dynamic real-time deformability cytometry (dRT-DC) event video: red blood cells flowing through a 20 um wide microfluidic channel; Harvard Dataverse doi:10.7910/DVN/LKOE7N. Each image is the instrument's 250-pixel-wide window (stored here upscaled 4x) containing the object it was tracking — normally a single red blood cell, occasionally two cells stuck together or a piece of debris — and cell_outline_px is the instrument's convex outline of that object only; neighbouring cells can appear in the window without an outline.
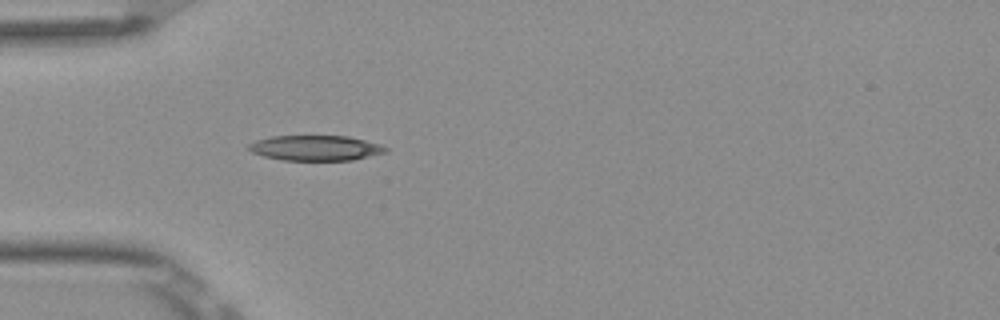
{"species": "Egyptian fruit bat (a non-hibernating species)", "species_latin": "Rousettus aegyptiacus", "temperature_condition": "room temperature", "stored_images_in_passage": 37, "camera_frame_rate_fps": 3000, "um_per_image_px": 0.085, "frame": {"image": 1, "passage_image": 1, "time_ms": 0.0, "image_size_px": [1000, 320], "cell_outline_px": [[388, 152], [352, 160], [284, 160], [264, 156], [252, 152], [248, 148], [248, 144], [256, 140], [272, 136], [348, 136], [380, 144], [388, 148]], "centroid_in_image_um": [26.84, 12.57], "position_along_channel_um": 58.2, "area_um2": 20.06}}
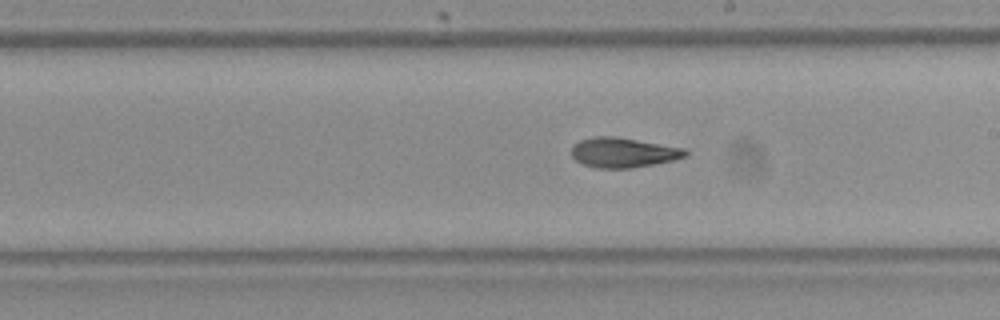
{"frame": {"image": 2, "passage_image": 15, "time_ms": 4.667, "image_size_px": [1000, 320], "cell_outline_px": [[688, 156], [656, 164], [632, 168], [596, 168], [584, 164], [576, 160], [572, 156], [572, 144], [580, 140], [592, 136], [616, 136], [684, 148], [688, 152]], "centroid_in_image_um": [52.97, 12.96], "position_along_channel_um": 236.0, "area_um2": 19.94}}
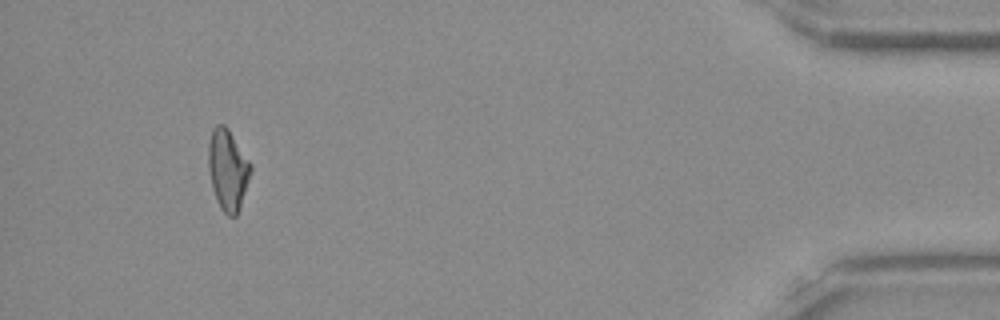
{"frame": {"image": 3, "passage_image": 34, "time_ms": 11.0, "image_size_px": [1000, 320], "cell_outline_px": [[252, 172], [240, 208], [236, 216], [228, 216], [220, 208], [216, 200], [212, 188], [208, 168], [208, 144], [212, 128], [216, 124], [224, 124], [228, 128], [252, 164]], "centroid_in_image_um": [19.36, 14.42], "position_along_channel_um": 415.8, "area_um2": 20.29}, "authors_computed_cell_mechanics": {"area_um2": 19.8832, "velocity_mm_per_s": 3.8917, "shape_relaxation_time_tau1_ms": 4.2937, "shape_relaxation_time_tau2_ms": 2.5782, "deformation_change_tau1": 0.1624, "deformation_change_tau2": 0.1066}}